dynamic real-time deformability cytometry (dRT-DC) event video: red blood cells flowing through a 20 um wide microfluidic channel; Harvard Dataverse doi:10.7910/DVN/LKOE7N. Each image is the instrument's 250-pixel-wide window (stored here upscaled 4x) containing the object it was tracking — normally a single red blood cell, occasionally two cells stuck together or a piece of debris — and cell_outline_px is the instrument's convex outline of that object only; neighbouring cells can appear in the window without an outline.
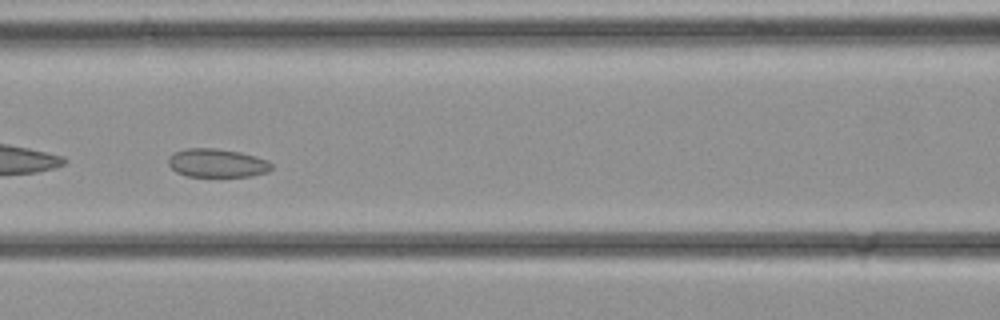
{"species": "common noctule bat (a hibernating species)", "species_latin": "Nyctalus noctula", "temperature_condition": "cold", "stored_images_in_passage": 27, "camera_frame_rate_fps": 3000, "um_per_image_px": 0.085, "animal": {"sex": "female", "body_mass_g": 21.9}, "frame": {"image": 1, "passage_image": 8, "time_ms": 2.333, "image_size_px": [1000, 320], "cell_outline_px": [[272, 168], [268, 172], [252, 176], [188, 176], [176, 172], [168, 164], [168, 156], [184, 148], [216, 148], [240, 152], [256, 156], [268, 160], [272, 164]], "centroid_in_image_um": [18.46, 13.85], "position_along_channel_um": 148.1, "area_um2": 17.22}}
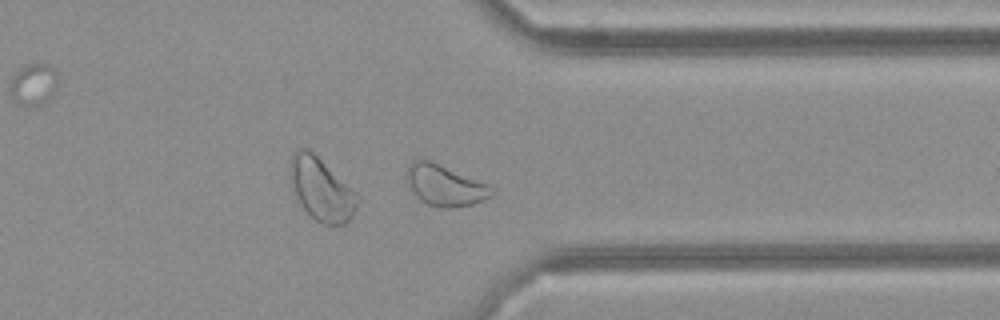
{"frame": {"image": 2, "passage_image": 20, "time_ms": 6.333, "image_size_px": [1000, 320], "cell_outline_px": [[496, 192], [492, 196], [484, 200], [472, 204], [452, 208], [444, 208], [428, 204], [420, 200], [416, 196], [408, 180], [408, 168], [412, 160], [428, 160], [488, 184], [496, 188]], "centroid_in_image_um": [37.89, 15.78], "position_along_channel_um": 373.5, "area_um2": 19.88}}